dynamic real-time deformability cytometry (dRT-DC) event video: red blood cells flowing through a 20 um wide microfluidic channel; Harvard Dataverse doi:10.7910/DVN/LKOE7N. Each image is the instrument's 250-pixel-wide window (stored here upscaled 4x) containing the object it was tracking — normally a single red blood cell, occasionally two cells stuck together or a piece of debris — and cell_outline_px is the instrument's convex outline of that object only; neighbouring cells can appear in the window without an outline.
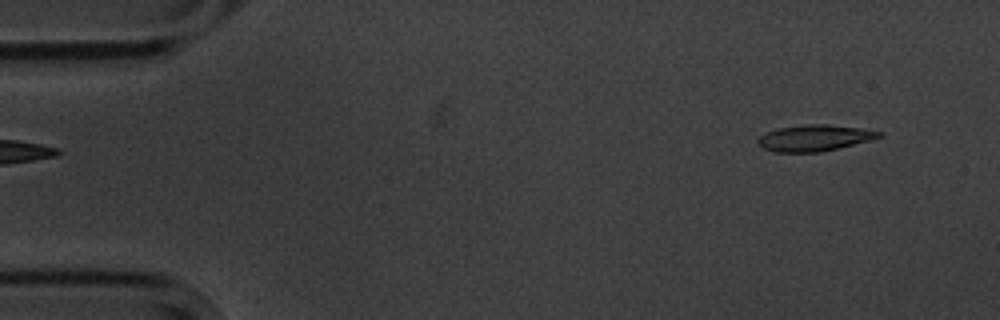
{"species": "common noctule bat (a hibernating species)", "species_latin": "Nyctalus noctula", "temperature_condition": "cold", "stored_images_in_passage": 2, "camera_frame_rate_fps": 3000, "um_per_image_px": 0.085, "animal": {"sex": "male", "body_mass_g": 20.1, "forearm_length_mm": 53.5}, "frame": {"image": 1, "passage_image": 2, "time_ms": 1.0, "image_size_px": [1000, 320], "cell_outline_px": [[884, 136], [872, 140], [820, 152], [776, 152], [764, 148], [756, 144], [756, 140], [760, 136], [776, 128], [808, 124], [828, 124], [860, 128], [884, 132]], "centroid_in_image_um": [69.25, 11.72], "position_along_channel_um": 15.7, "area_um2": 18.61}}